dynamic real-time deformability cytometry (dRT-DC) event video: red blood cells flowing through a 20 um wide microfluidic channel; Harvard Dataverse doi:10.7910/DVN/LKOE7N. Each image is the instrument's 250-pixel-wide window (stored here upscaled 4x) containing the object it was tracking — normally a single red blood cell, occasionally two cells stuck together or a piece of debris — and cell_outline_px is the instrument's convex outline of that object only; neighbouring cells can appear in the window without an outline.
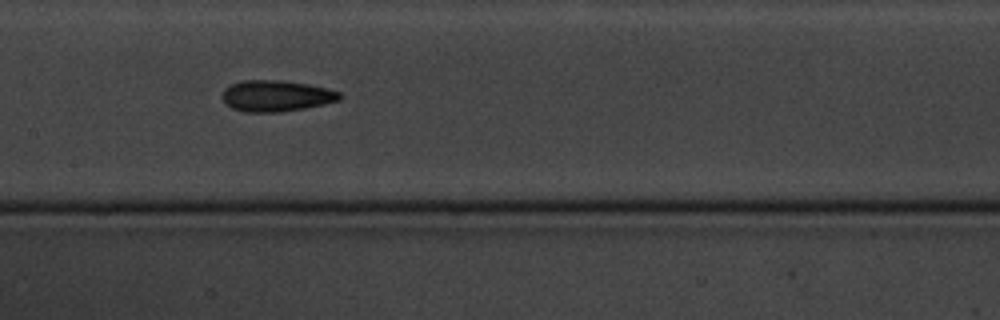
{"species": "common noctule bat (a hibernating species)", "species_latin": "Nyctalus noctula", "temperature_condition": "cold", "stored_images_in_passage": 9, "camera_frame_rate_fps": 3000, "um_per_image_px": 0.085, "animal": {"sex": "male", "body_mass_g": 20.1, "forearm_length_mm": 53.5}, "frame": {"image": 1, "passage_image": 8, "time_ms": 10.667, "image_size_px": [1000, 320], "cell_outline_px": [[340, 100], [324, 104], [304, 108], [280, 112], [244, 112], [232, 108], [224, 104], [224, 88], [240, 80], [280, 80], [308, 84], [340, 92]], "centroid_in_image_um": [23.45, 8.15], "position_along_channel_um": 184.0, "area_um2": 21.21}}
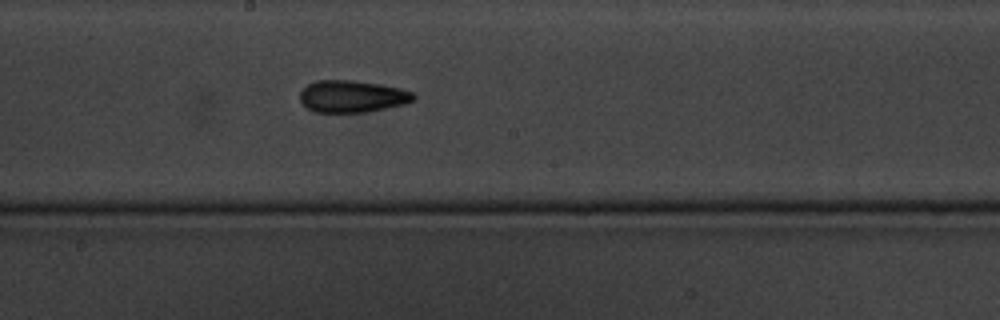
{"frame": {"image": 2, "passage_image": 9, "time_ms": 11.667, "image_size_px": [1000, 320], "cell_outline_px": [[416, 96], [412, 100], [404, 104], [364, 112], [316, 112], [308, 108], [300, 100], [300, 92], [308, 84], [316, 80], [352, 80], [380, 84], [400, 88], [412, 92]], "centroid_in_image_um": [29.92, 8.18], "position_along_channel_um": 218.3, "area_um2": 20.98}}